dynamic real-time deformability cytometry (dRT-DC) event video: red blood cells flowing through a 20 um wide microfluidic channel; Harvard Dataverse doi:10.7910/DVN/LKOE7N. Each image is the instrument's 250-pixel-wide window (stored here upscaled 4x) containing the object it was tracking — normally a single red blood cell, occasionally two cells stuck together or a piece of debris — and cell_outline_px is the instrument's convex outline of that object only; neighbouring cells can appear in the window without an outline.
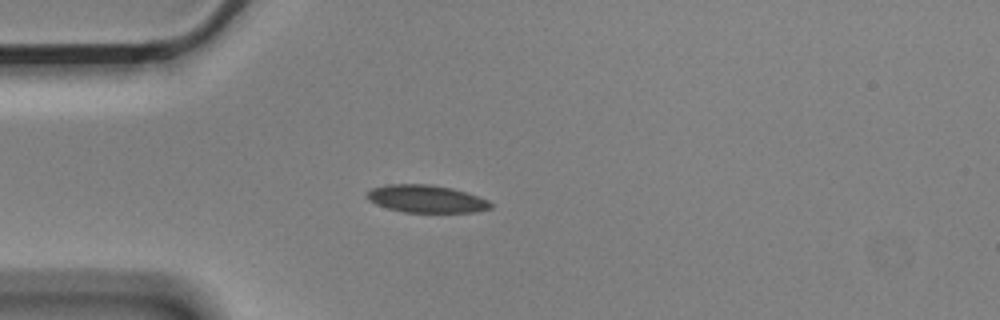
{"species": "Egyptian fruit bat (a non-hibernating species)", "species_latin": "Rousettus aegyptiacus", "temperature_condition": "cold", "stored_images_in_passage": 3, "camera_frame_rate_fps": 3000, "um_per_image_px": 0.085, "animal": {"sex": "male"}, "frame": {"image": 1, "passage_image": 3, "time_ms": 0.667, "image_size_px": [1000, 320], "cell_outline_px": [[492, 208], [476, 212], [404, 212], [388, 208], [376, 204], [368, 200], [368, 192], [372, 188], [388, 184], [432, 184], [452, 188], [488, 200], [492, 204]], "centroid_in_image_um": [36.24, 16.9], "position_along_channel_um": 48.8, "area_um2": 19.71}}